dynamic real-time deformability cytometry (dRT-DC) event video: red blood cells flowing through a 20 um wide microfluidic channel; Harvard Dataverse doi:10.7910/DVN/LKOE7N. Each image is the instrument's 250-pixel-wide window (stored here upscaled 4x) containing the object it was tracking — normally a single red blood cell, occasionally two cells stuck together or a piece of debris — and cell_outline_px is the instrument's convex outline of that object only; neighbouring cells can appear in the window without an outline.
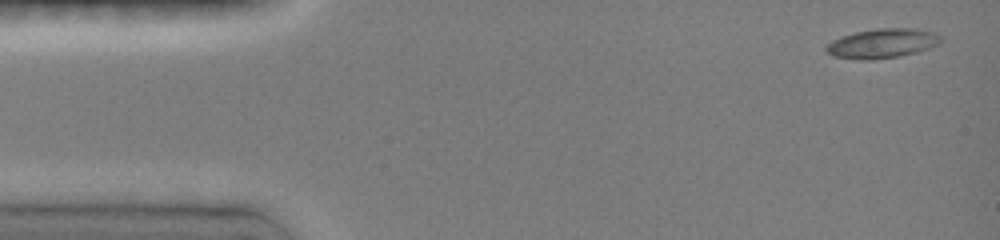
{"species": "common noctule bat (a hibernating species)", "species_latin": "Nyctalus noctula", "temperature_condition": "room temperature", "stored_images_in_passage": 13, "camera_frame_rate_fps": 3000, "um_per_image_px": 0.085, "animal": {"sex": "female", "body_mass_g": 19.0, "forearm_length_mm": 51.5}, "frame": {"image": 1, "passage_image": 1, "time_ms": 0.0, "image_size_px": [1000, 240], "cell_outline_px": [[944, 40], [940, 44], [916, 52], [900, 56], [872, 60], [860, 60], [832, 56], [824, 48], [832, 40], [840, 36], [856, 32], [876, 28], [920, 28], [936, 32], [944, 36]], "centroid_in_image_um": [75.06, 3.67], "position_along_channel_um": 9.9, "area_um2": 20.11}}
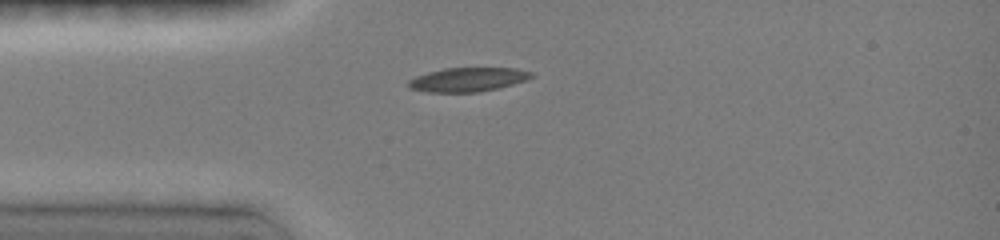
{"frame": {"image": 2, "passage_image": 7, "time_ms": 2.0, "image_size_px": [1000, 240], "cell_outline_px": [[536, 76], [512, 84], [496, 88], [476, 92], [428, 92], [412, 88], [408, 84], [408, 80], [416, 76], [428, 72], [444, 68], [512, 68], [532, 72]], "centroid_in_image_um": [39.76, 6.75], "position_along_channel_um": 45.2, "area_um2": 16.94}}
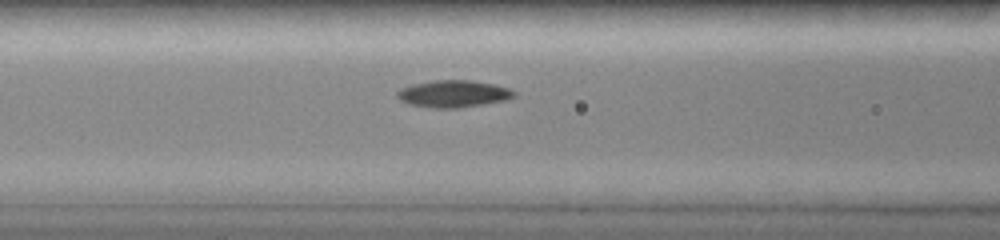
{"frame": {"image": 3, "passage_image": 11, "time_ms": 3.333, "image_size_px": [1000, 240], "cell_outline_px": [[516, 96], [504, 100], [460, 108], [432, 108], [408, 104], [400, 100], [396, 96], [396, 92], [412, 84], [436, 80], [468, 80], [492, 84], [508, 88], [516, 92]], "centroid_in_image_um": [38.52, 7.98], "position_along_channel_um": 128.1, "area_um2": 18.26}}